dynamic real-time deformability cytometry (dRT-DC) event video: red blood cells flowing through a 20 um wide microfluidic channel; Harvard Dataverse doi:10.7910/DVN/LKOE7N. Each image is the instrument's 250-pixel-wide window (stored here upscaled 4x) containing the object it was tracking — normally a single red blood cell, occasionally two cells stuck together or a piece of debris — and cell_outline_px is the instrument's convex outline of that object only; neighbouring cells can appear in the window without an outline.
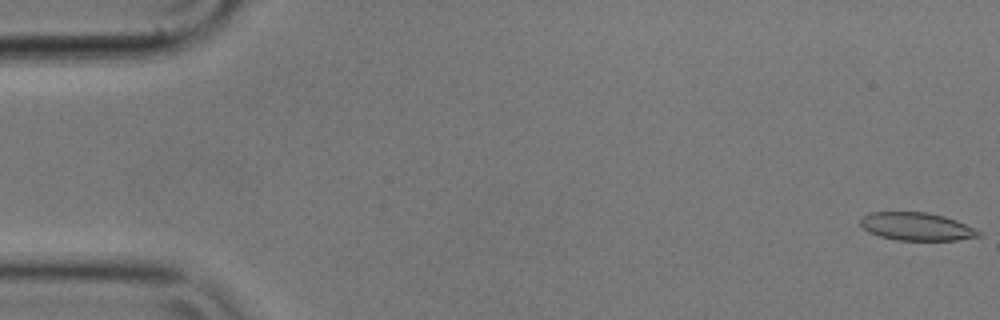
{"species": "common noctule bat (a hibernating species)", "species_latin": "Nyctalus noctula", "temperature_condition": "cold", "stored_images_in_passage": 6, "segment_of_instrument_passage": [1, 2], "camera_frame_rate_fps": 3000, "um_per_image_px": 0.085, "animal": {"sex": "male", "body_mass_g": 17.9}, "frame": {"image": 1, "passage_image": 1, "time_ms": 0.0, "image_size_px": [1000, 320], "cell_outline_px": [[984, 232], [980, 236], [956, 240], [896, 240], [880, 236], [868, 232], [860, 224], [860, 220], [864, 216], [872, 212], [928, 212], [944, 216], [956, 220]], "centroid_in_image_um": [77.94, 19.26], "position_along_channel_um": 7.1, "area_um2": 19.25}}
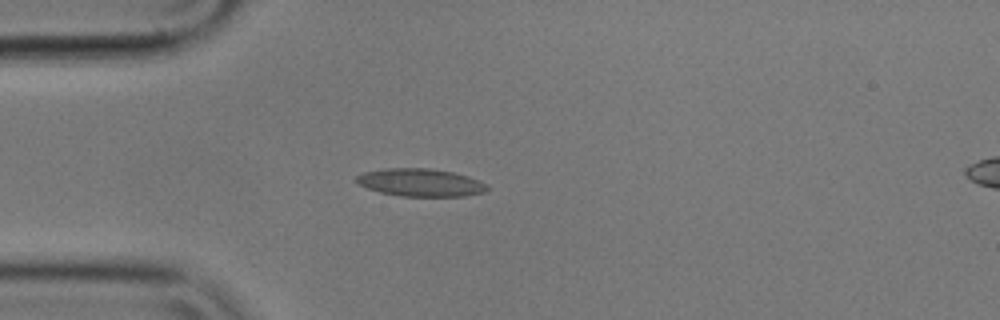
{"frame": {"image": 2, "passage_image": 5, "time_ms": 1.333, "image_size_px": [1000, 320], "cell_outline_px": [[488, 188], [484, 192], [464, 196], [400, 196], [380, 192], [368, 188], [360, 184], [356, 180], [356, 176], [364, 172], [384, 168], [428, 168], [452, 172], [468, 176], [488, 184]], "centroid_in_image_um": [35.75, 15.51], "position_along_channel_um": 49.2, "area_um2": 21.04}}